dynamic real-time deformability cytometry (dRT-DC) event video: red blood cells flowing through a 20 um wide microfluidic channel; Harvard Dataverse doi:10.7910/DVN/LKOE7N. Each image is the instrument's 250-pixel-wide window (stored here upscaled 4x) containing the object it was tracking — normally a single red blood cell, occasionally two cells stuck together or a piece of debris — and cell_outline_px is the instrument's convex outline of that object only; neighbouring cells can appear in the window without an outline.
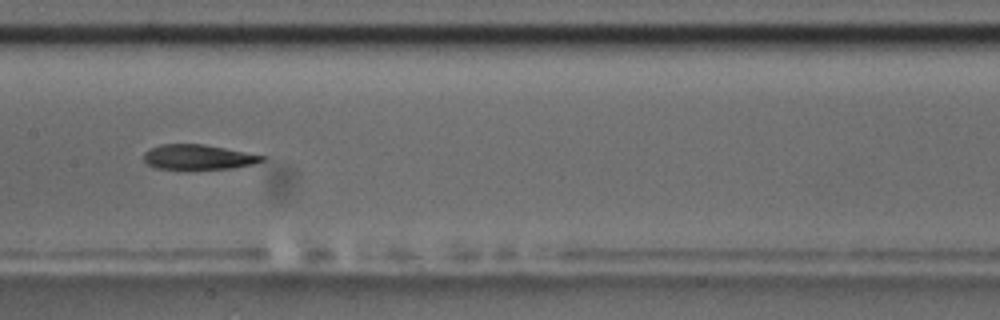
{"species": "common noctule bat (a hibernating species)", "species_latin": "Nyctalus noctula", "temperature_condition": "room temperature", "stored_images_in_passage": 9, "camera_frame_rate_fps": 3000, "um_per_image_px": 0.085, "animal": {"sex": "male", "body_mass_g": 17.5, "forearm_length_mm": 52.3}, "frame": {"image": 1, "passage_image": 7, "time_ms": 7.0, "image_size_px": [1000, 320], "cell_outline_px": [[268, 156], [264, 160], [252, 164], [232, 168], [156, 168], [148, 164], [144, 160], [144, 152], [148, 148], [160, 144], [204, 144]], "centroid_in_image_um": [16.85, 13.33], "position_along_channel_um": 190.6, "area_um2": 16.99}}